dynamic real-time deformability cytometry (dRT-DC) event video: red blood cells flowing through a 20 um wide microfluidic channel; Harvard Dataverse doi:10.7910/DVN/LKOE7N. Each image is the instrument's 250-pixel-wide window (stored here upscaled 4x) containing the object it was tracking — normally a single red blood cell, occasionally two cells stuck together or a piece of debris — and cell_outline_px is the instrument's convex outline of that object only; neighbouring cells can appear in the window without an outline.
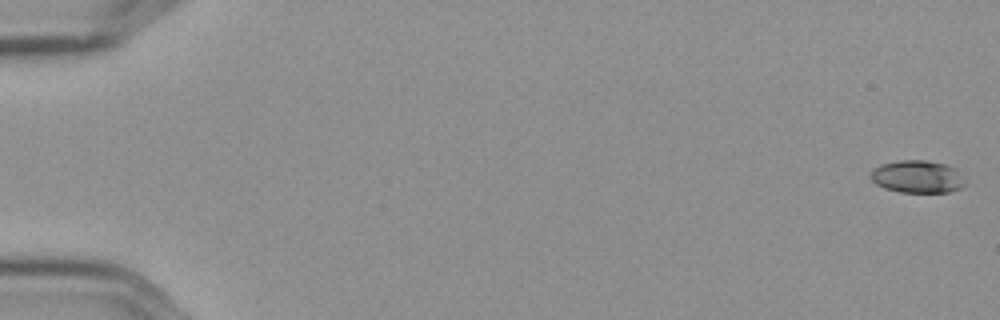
{"species": "Egyptian fruit bat (a non-hibernating species)", "species_latin": "Rousettus aegyptiacus", "temperature_condition": "cold", "stored_images_in_passage": 44, "camera_frame_rate_fps": 3000, "um_per_image_px": 0.085, "frame": {"image": 1, "passage_image": 1, "time_ms": 0.0, "image_size_px": [1000, 320], "cell_outline_px": [[968, 184], [964, 188], [948, 192], [900, 192], [884, 188], [876, 184], [868, 176], [872, 168], [880, 164], [900, 160], [924, 160], [944, 164], [956, 168]], "centroid_in_image_um": [77.98, 15.02], "position_along_channel_um": 7.0, "area_um2": 18.26}}
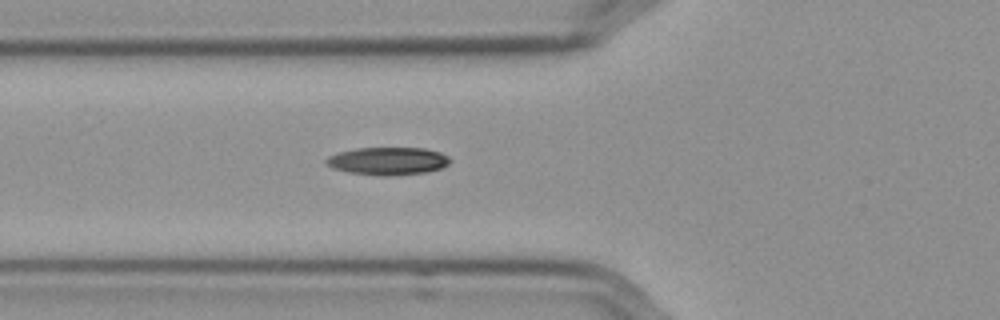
{"frame": {"image": 2, "passage_image": 22, "time_ms": 7.0, "image_size_px": [1000, 320], "cell_outline_px": [[452, 160], [448, 164], [440, 168], [428, 172], [396, 176], [380, 176], [348, 172], [332, 168], [324, 160], [328, 156], [340, 152], [356, 148], [424, 148], [440, 152], [448, 156]], "centroid_in_image_um": [32.99, 13.69], "position_along_channel_um": 92.8, "area_um2": 20.17}}
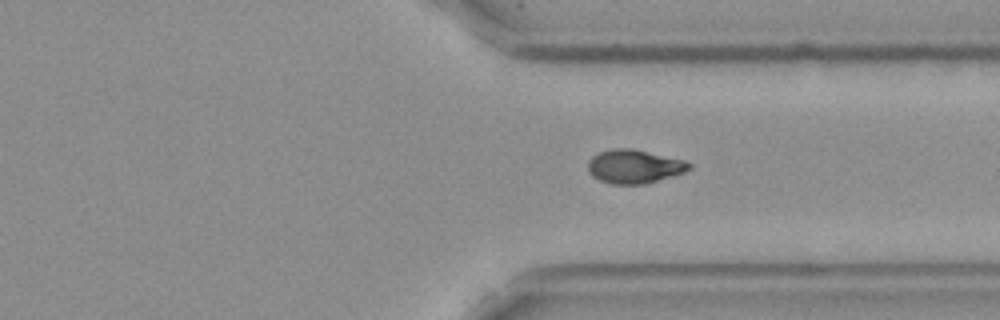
{"frame": {"image": 3, "passage_image": 44, "time_ms": 14.333, "image_size_px": [1000, 320], "cell_outline_px": [[692, 168], [684, 172], [644, 184], [612, 184], [600, 180], [592, 176], [588, 172], [588, 160], [592, 156], [600, 152], [612, 148], [632, 148], [684, 160], [692, 164]], "centroid_in_image_um": [53.89, 14.14], "position_along_channel_um": 357.5, "area_um2": 19.83}}